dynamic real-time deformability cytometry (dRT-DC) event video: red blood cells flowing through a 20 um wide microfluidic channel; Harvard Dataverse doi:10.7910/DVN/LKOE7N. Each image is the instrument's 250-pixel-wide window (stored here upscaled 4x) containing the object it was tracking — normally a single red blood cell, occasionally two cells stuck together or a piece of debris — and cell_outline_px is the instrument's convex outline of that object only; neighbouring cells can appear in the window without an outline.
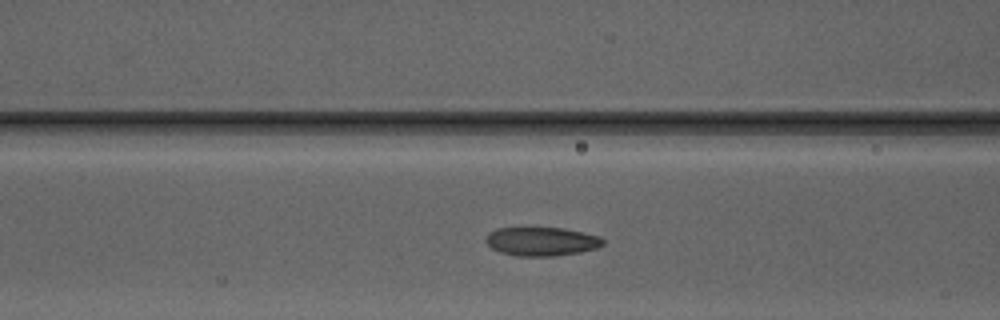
{"species": "Egyptian fruit bat (a non-hibernating species)", "species_latin": "Rousettus aegyptiacus", "temperature_condition": "warm", "stored_images_in_passage": 42, "camera_frame_rate_fps": 3000, "um_per_image_px": 0.085, "animal": {"sex": "male"}, "frame": {"image": 1, "passage_image": 17, "time_ms": 5.333, "image_size_px": [1000, 320], "cell_outline_px": [[604, 244], [596, 248], [580, 252], [552, 256], [516, 256], [500, 252], [492, 248], [484, 240], [488, 232], [496, 228], [564, 228], [600, 236], [604, 240]], "centroid_in_image_um": [46.01, 20.52], "position_along_channel_um": 120.6, "area_um2": 19.65}}
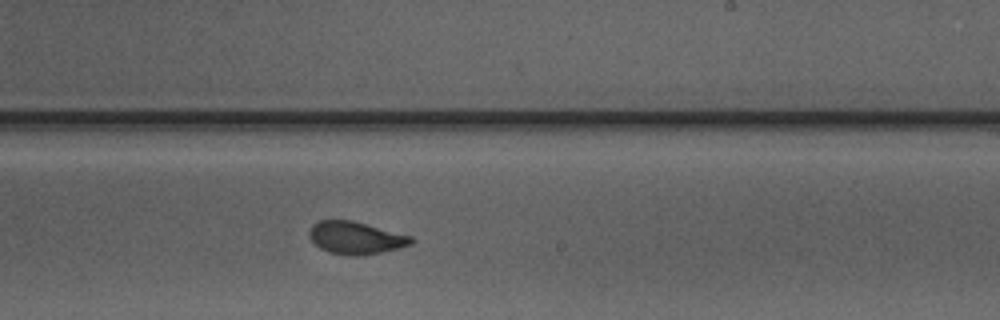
{"frame": {"image": 2, "passage_image": 27, "time_ms": 8.667, "image_size_px": [1000, 320], "cell_outline_px": [[416, 240], [412, 244], [380, 252], [356, 256], [352, 256], [328, 252], [320, 248], [308, 236], [308, 232], [312, 224], [320, 220], [352, 220], [412, 236]], "centroid_in_image_um": [30.22, 20.21], "position_along_channel_um": 258.8, "area_um2": 19.25}}
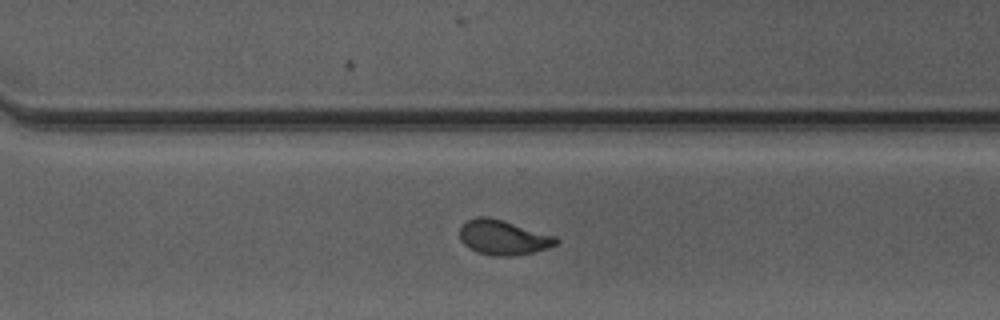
{"frame": {"image": 3, "passage_image": 32, "time_ms": 10.333, "image_size_px": [1000, 320], "cell_outline_px": [[560, 240], [556, 244], [532, 252], [512, 256], [496, 256], [476, 252], [468, 248], [460, 240], [460, 228], [468, 220], [476, 216], [488, 216], [556, 236]], "centroid_in_image_um": [42.74, 20.18], "position_along_channel_um": 327.9, "area_um2": 19.36}, "authors_computed_cell_mechanics": {"area_um2": 19.363, "velocity_mm_per_s": 4.1509, "shape_relaxation_time_tau1_ms": 5.8076, "shape_relaxation_time_tau2_ms": 1.2457, "deformation_change_tau1": 0.1776, "deformation_change_tau2": 0.0775}}